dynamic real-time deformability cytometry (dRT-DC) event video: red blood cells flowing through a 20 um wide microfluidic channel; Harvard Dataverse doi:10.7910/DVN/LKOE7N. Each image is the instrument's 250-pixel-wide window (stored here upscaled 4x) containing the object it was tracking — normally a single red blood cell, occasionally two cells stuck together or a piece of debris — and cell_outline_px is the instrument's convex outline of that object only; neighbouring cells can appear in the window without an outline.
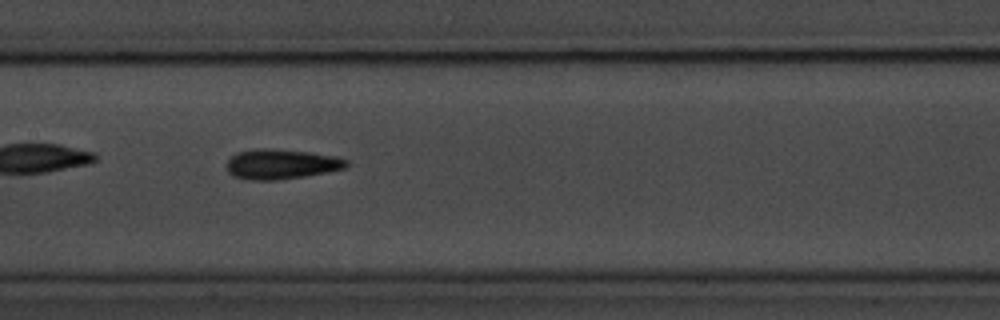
{"species": "common noctule bat (a hibernating species)", "species_latin": "Nyctalus noctula", "temperature_condition": "room temperature", "stored_images_in_passage": 17, "camera_frame_rate_fps": 3000, "um_per_image_px": 0.085, "animal": {"sex": "male", "body_mass_g": 20.1, "forearm_length_mm": 53.5}, "frame": {"image": 1, "passage_image": 12, "time_ms": 3.667, "image_size_px": [1000, 320], "cell_outline_px": [[348, 164], [344, 168], [328, 172], [280, 180], [248, 180], [232, 176], [228, 172], [224, 164], [236, 152], [264, 148], [268, 148], [312, 152], [336, 156], [348, 160]], "centroid_in_image_um": [23.88, 13.95], "position_along_channel_um": 183.5, "area_um2": 21.15}}